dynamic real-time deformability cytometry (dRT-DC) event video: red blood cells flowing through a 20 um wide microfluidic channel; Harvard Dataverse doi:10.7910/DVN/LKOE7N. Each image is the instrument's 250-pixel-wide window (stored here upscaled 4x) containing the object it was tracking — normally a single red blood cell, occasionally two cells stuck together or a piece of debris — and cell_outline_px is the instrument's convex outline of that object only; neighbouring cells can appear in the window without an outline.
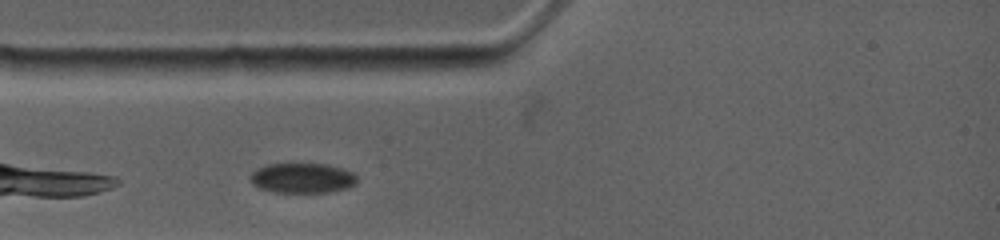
{"species": "common noctule bat (a hibernating species)", "species_latin": "Nyctalus noctula", "temperature_condition": "warm", "stored_images_in_passage": 2, "camera_frame_rate_fps": 4500, "um_per_image_px": 0.085, "animal": {"sex": "female", "body_mass_g": 19.0, "forearm_length_mm": 53.3}, "frame": {"image": 1, "passage_image": 2, "time_ms": 1.111, "image_size_px": [1000, 240], "cell_outline_px": [[356, 184], [348, 188], [332, 192], [276, 192], [260, 188], [252, 184], [252, 172], [268, 164], [328, 164], [352, 172], [356, 176]], "centroid_in_image_um": [25.74, 15.14], "position_along_channel_um": 59.3, "area_um2": 18.44}}